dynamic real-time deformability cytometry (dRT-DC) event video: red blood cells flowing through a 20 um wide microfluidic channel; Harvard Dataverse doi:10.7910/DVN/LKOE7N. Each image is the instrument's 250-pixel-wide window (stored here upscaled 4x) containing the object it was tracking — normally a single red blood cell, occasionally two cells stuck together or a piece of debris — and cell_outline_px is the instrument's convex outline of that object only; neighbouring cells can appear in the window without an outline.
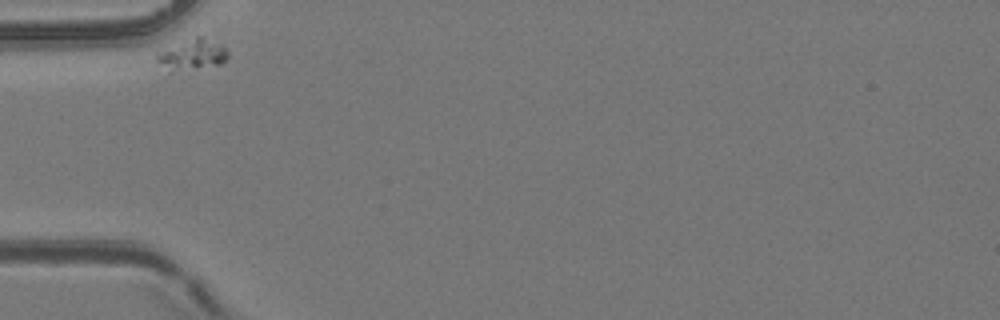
{"species": "common noctule bat (a hibernating species)", "species_latin": "Nyctalus noctula", "temperature_condition": "room temperature", "stored_images_in_passage": 32, "camera_frame_rate_fps": 3000, "um_per_image_px": 0.085, "animal": {"sex": "female", "body_mass_g": 24.6, "forearm_length_mm": 56.2}, "frame": {"image": 1, "passage_image": 1, "time_ms": 0.0, "image_size_px": [1000, 320], "cell_outline_px": [[228, 56], [220, 64], [172, 72], [168, 72], [156, 60], [156, 52], [184, 40], [196, 36], [204, 36], [220, 44], [228, 52]], "centroid_in_image_um": [16.29, 4.63], "position_along_channel_um": 68.7, "area_um2": 12.77}}
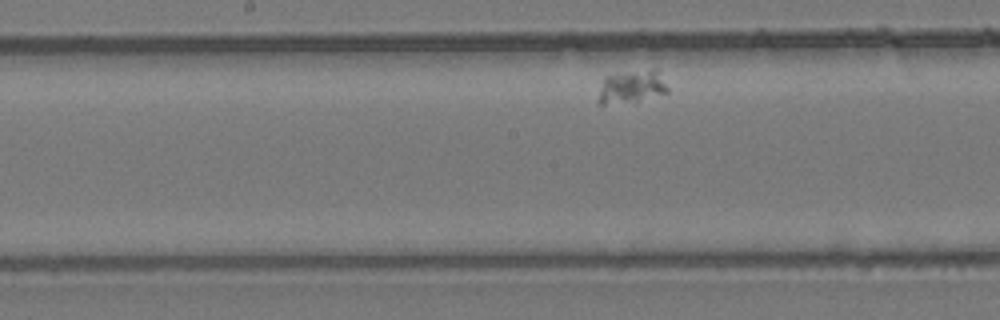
{"frame": {"image": 2, "passage_image": 14, "time_ms": 4.333, "image_size_px": [1000, 320], "cell_outline_px": [[668, 92], [636, 100], [604, 104], [600, 104], [600, 88], [604, 80], [608, 76], [656, 68], [668, 88]], "centroid_in_image_um": [53.73, 7.35], "position_along_channel_um": 194.5, "area_um2": 12.37}}
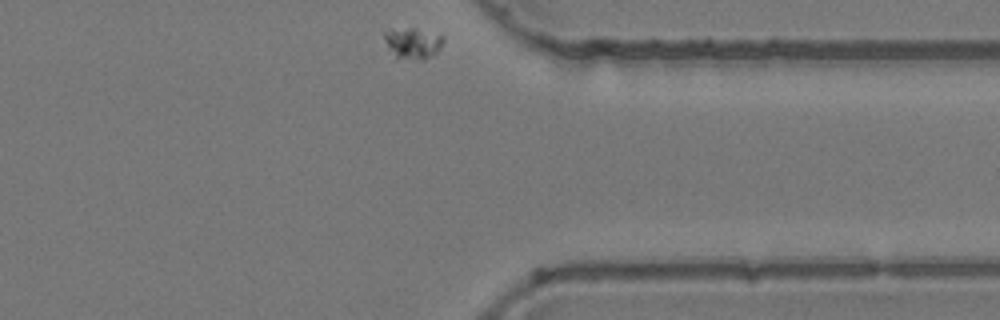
{"frame": {"image": 3, "passage_image": 32, "time_ms": 10.333, "image_size_px": [1000, 320], "cell_outline_px": [[444, 40], [440, 48], [436, 52], [420, 60], [396, 60], [388, 48], [384, 36], [384, 32], [412, 28], [444, 36]], "centroid_in_image_um": [35.07, 3.72], "position_along_channel_um": 376.3, "area_um2": 10.46}}